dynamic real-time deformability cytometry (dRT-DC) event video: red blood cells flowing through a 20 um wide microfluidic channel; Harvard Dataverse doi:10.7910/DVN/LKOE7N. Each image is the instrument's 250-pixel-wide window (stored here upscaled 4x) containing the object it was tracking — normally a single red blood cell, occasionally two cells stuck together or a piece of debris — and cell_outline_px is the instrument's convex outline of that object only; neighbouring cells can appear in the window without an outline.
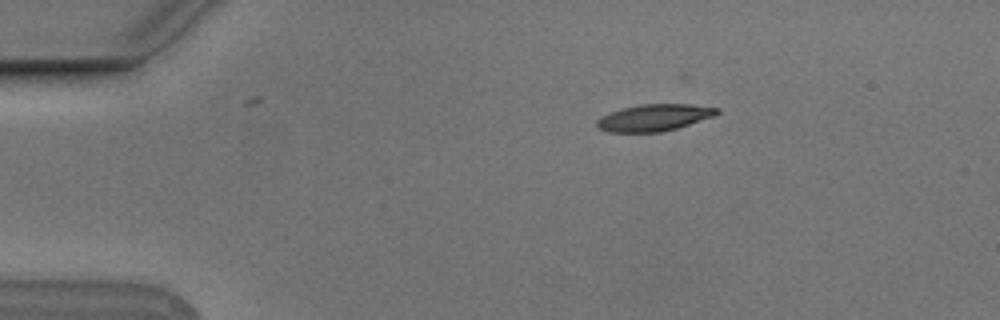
{"species": "Egyptian fruit bat (a non-hibernating species)", "species_latin": "Rousettus aegyptiacus", "temperature_condition": "cold", "stored_images_in_passage": 5, "camera_frame_rate_fps": 3000, "um_per_image_px": 0.085, "animal": {"sex": "male"}, "frame": {"image": 1, "passage_image": 3, "time_ms": 0.667, "image_size_px": [1000, 320], "cell_outline_px": [[720, 112], [716, 116], [676, 128], [660, 132], [608, 132], [600, 128], [596, 124], [596, 120], [600, 116], [620, 108], [640, 104], [688, 104], [720, 108]], "centroid_in_image_um": [55.61, 9.99], "position_along_channel_um": 29.4, "area_um2": 18.84}}
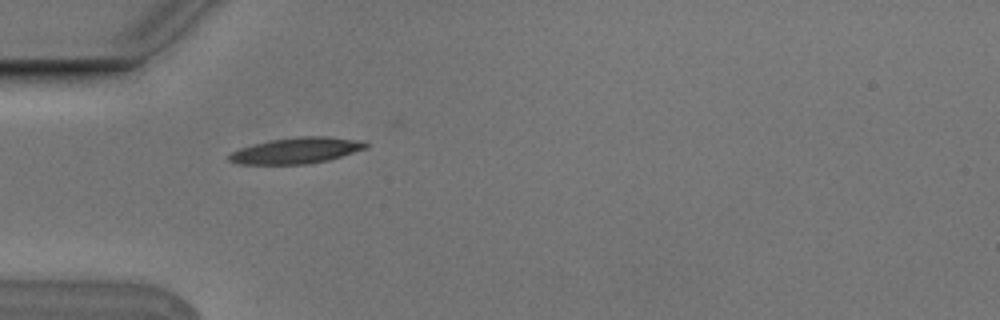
{"frame": {"image": 2, "passage_image": 5, "time_ms": 1.333, "image_size_px": [1000, 320], "cell_outline_px": [[368, 148], [328, 160], [308, 164], [240, 164], [228, 160], [228, 156], [232, 152], [240, 148], [272, 140], [296, 136], [328, 136], [364, 140], [368, 144]], "centroid_in_image_um": [25.26, 12.79], "position_along_channel_um": 59.7, "area_um2": 20.75}}